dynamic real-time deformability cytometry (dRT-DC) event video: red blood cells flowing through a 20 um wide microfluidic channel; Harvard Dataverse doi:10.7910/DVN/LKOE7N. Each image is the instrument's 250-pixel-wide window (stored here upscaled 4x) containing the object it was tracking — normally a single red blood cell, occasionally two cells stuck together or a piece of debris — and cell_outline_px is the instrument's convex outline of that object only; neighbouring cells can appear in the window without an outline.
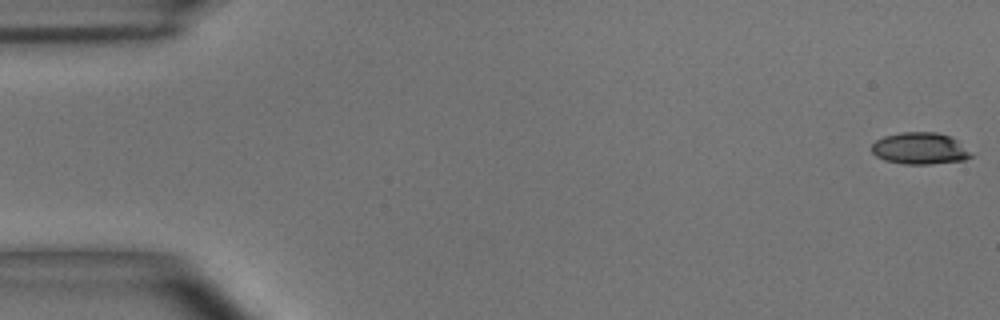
{"species": "common noctule bat (a hibernating species)", "species_latin": "Nyctalus noctula", "temperature_condition": "room temperature", "stored_images_in_passage": 50, "camera_frame_rate_fps": 3000, "um_per_image_px": 0.085, "animal": {"sex": "male", "body_mass_g": 15.6}, "frame": {"image": 1, "passage_image": 1, "time_ms": 0.0, "image_size_px": [1000, 320], "cell_outline_px": [[976, 152], [972, 156], [964, 160], [932, 164], [904, 164], [884, 160], [876, 156], [872, 152], [872, 144], [876, 140], [884, 136], [900, 132], [936, 132], [952, 136]], "centroid_in_image_um": [78.27, 12.61], "position_along_channel_um": 6.7, "area_um2": 18.84}}
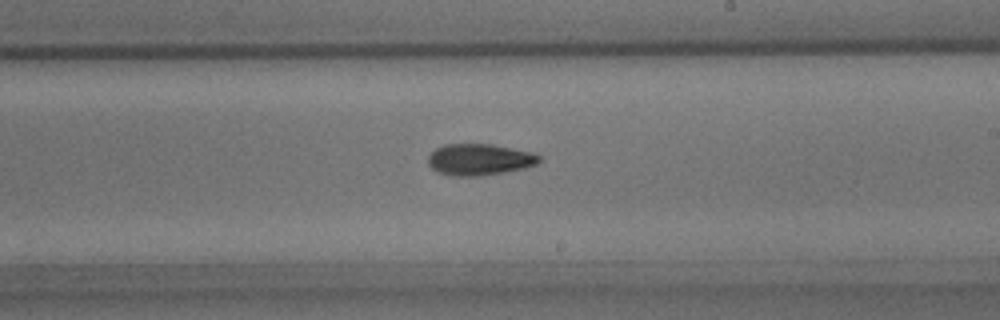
{"frame": {"image": 2, "passage_image": 32, "time_ms": 10.333, "image_size_px": [1000, 320], "cell_outline_px": [[540, 160], [536, 164], [524, 168], [504, 172], [480, 176], [452, 176], [436, 172], [428, 164], [428, 156], [436, 148], [444, 144], [492, 144], [532, 152], [540, 156]], "centroid_in_image_um": [40.72, 13.56], "position_along_channel_um": 248.3, "area_um2": 20.4}}
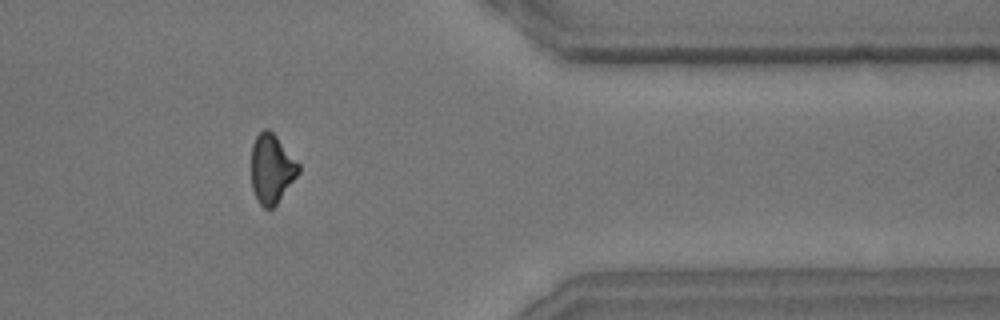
{"frame": {"image": 3, "passage_image": 45, "time_ms": 14.667, "image_size_px": [1000, 320], "cell_outline_px": [[300, 172], [276, 204], [272, 208], [264, 208], [260, 204], [252, 188], [252, 144], [256, 136], [264, 128], [268, 128], [276, 136], [300, 164]], "centroid_in_image_um": [23.1, 14.32], "position_along_channel_um": 388.3, "area_um2": 18.84}}